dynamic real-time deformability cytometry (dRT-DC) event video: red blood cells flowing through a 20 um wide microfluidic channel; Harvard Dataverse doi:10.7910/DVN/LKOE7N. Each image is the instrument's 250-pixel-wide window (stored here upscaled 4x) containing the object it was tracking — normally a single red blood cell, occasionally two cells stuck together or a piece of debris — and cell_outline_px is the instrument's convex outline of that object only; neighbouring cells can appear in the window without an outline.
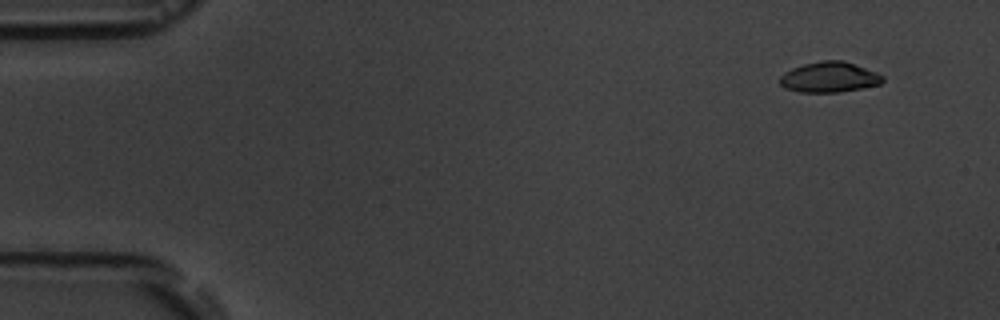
{"species": "common noctule bat (a hibernating species)", "species_latin": "Nyctalus noctula", "temperature_condition": "room temperature", "stored_images_in_passage": 4, "camera_frame_rate_fps": 3000, "um_per_image_px": 0.085, "animal": {"sex": "male", "body_mass_g": 19.5, "forearm_length_mm": 54.6}, "frame": {"image": 1, "passage_image": 1, "time_ms": 0.0, "image_size_px": [1000, 320], "cell_outline_px": [[884, 80], [880, 84], [840, 92], [800, 92], [784, 88], [780, 84], [780, 76], [784, 72], [792, 68], [804, 64], [820, 60], [844, 60], [876, 72], [884, 76]], "centroid_in_image_um": [70.48, 6.55], "position_along_channel_um": 14.5, "area_um2": 18.26}}